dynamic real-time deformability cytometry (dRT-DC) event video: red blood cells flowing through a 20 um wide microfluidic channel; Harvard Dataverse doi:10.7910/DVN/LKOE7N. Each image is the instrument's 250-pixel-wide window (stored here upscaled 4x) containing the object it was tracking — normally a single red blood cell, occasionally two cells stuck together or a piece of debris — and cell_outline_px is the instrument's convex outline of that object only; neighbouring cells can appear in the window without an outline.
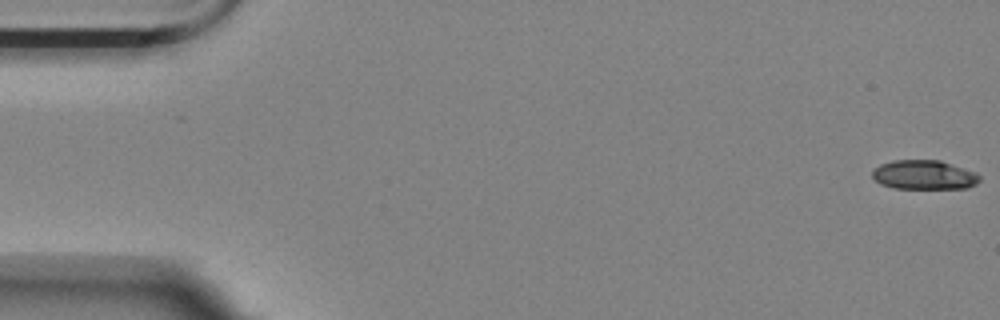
{"species": "Egyptian fruit bat (a non-hibernating species)", "species_latin": "Rousettus aegyptiacus", "temperature_condition": "room temperature", "stored_images_in_passage": 51, "camera_frame_rate_fps": 3000, "um_per_image_px": 0.085, "animal": {"sex": "female"}, "frame": {"image": 1, "passage_image": 1, "time_ms": 0.0, "image_size_px": [1000, 320], "cell_outline_px": [[980, 180], [976, 184], [968, 188], [892, 188], [880, 184], [872, 176], [872, 172], [880, 164], [892, 160], [940, 160], [976, 172], [980, 176]], "centroid_in_image_um": [78.55, 14.86], "position_along_channel_um": 6.4, "area_um2": 18.32}}
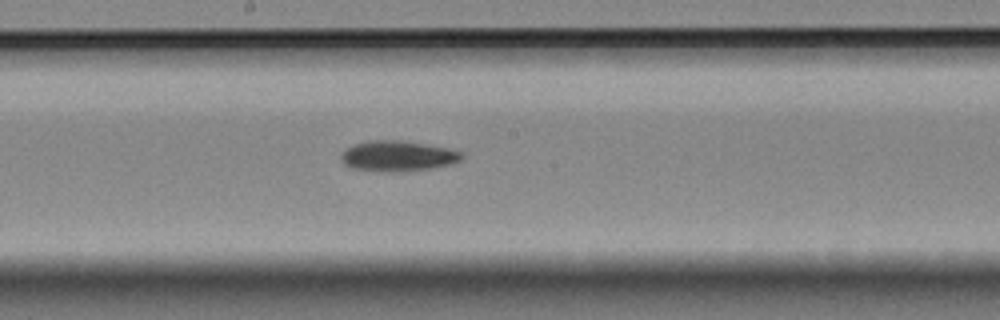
{"frame": {"image": 2, "passage_image": 30, "time_ms": 9.667, "image_size_px": [1000, 320], "cell_outline_px": [[464, 156], [460, 160], [452, 164], [432, 168], [396, 172], [388, 172], [348, 168], [340, 160], [340, 156], [348, 148], [356, 144], [368, 140], [400, 140], [448, 148], [464, 152]], "centroid_in_image_um": [33.82, 13.27], "position_along_channel_um": 214.4, "area_um2": 21.5}}
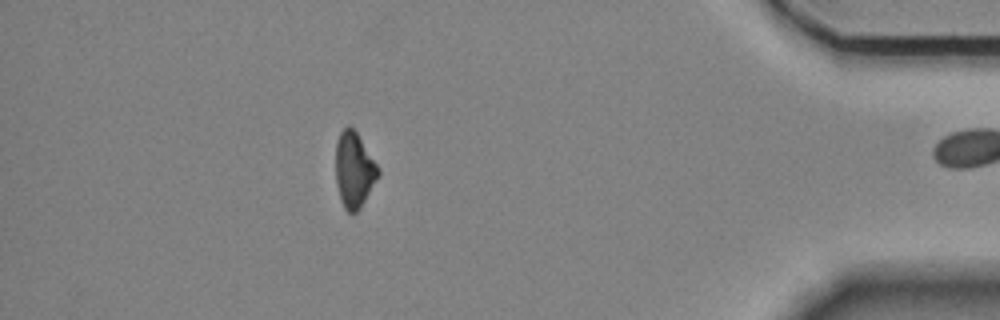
{"frame": {"image": 3, "passage_image": 50, "time_ms": 16.333, "image_size_px": [1000, 320], "cell_outline_px": [[380, 172], [376, 180], [360, 208], [356, 212], [348, 212], [344, 208], [340, 200], [336, 184], [336, 140], [340, 132], [348, 124], [356, 132], [380, 168]], "centroid_in_image_um": [30.08, 14.43], "position_along_channel_um": 405.1, "area_um2": 18.61}, "authors_computed_cell_mechanics": {"area_um2": 20.3456, "velocity_mm_per_s": 3.5565, "shape_relaxation_time_tau1_ms": 4.0381, "shape_relaxation_time_tau2_ms": null, "deformation_change_tau1": 0.1409, "deformation_change_tau2": null}}